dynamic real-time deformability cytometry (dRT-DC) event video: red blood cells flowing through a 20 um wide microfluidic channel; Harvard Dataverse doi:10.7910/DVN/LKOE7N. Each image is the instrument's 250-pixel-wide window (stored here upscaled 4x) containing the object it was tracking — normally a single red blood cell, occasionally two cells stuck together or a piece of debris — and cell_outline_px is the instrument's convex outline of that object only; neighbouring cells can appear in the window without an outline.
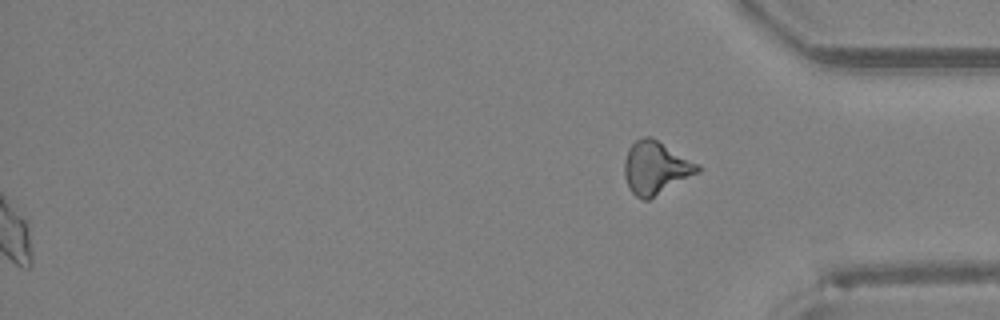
{"species": "Egyptian fruit bat (a non-hibernating species)", "species_latin": "Rousettus aegyptiacus", "temperature_condition": "room temperature", "stored_images_in_passage": 38, "segment_of_instrument_passage": [2, 2], "camera_frame_rate_fps": 3000, "um_per_image_px": 0.085, "animal": {"sex": "female"}, "frame": {"image": 1, "passage_image": 38, "time_ms": 12.333, "image_size_px": [1000, 320], "cell_outline_px": [[700, 172], [648, 200], [644, 200], [636, 196], [628, 188], [624, 176], [624, 160], [628, 148], [636, 140], [644, 136], [652, 136], [700, 164]], "centroid_in_image_um": [55.73, 14.25], "position_along_channel_um": 379.5, "area_um2": 22.83}}